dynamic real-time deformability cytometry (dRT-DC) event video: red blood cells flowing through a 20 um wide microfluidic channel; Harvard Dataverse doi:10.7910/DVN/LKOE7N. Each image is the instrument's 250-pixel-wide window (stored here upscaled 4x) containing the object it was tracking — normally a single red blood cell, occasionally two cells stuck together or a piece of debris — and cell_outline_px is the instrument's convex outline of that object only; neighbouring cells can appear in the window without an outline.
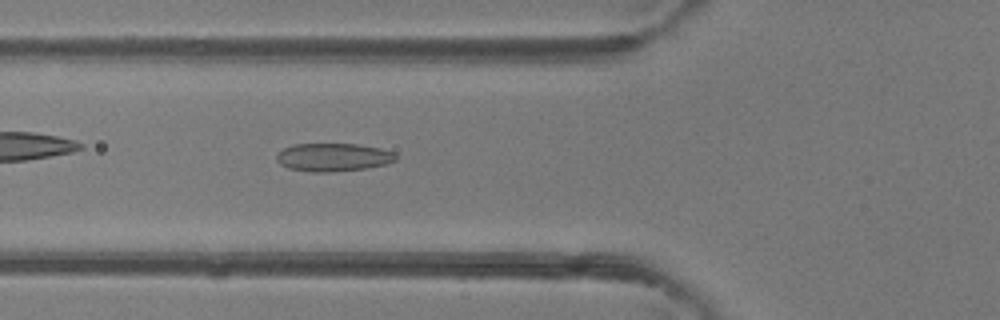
{"species": "common noctule bat (a hibernating species)", "species_latin": "Nyctalus noctula", "temperature_condition": "room temperature", "stored_images_in_passage": 46, "camera_frame_rate_fps": 3000, "um_per_image_px": 0.085, "animal": {"sex": "female"}, "frame": {"image": 1, "passage_image": 16, "time_ms": 5.0, "image_size_px": [1000, 320], "cell_outline_px": [[396, 160], [388, 164], [368, 168], [328, 172], [312, 172], [288, 168], [280, 164], [276, 160], [276, 156], [284, 148], [292, 144], [360, 144], [380, 148], [392, 152], [396, 156]], "centroid_in_image_um": [28.33, 13.37], "position_along_channel_um": 97.5, "area_um2": 19.59}}
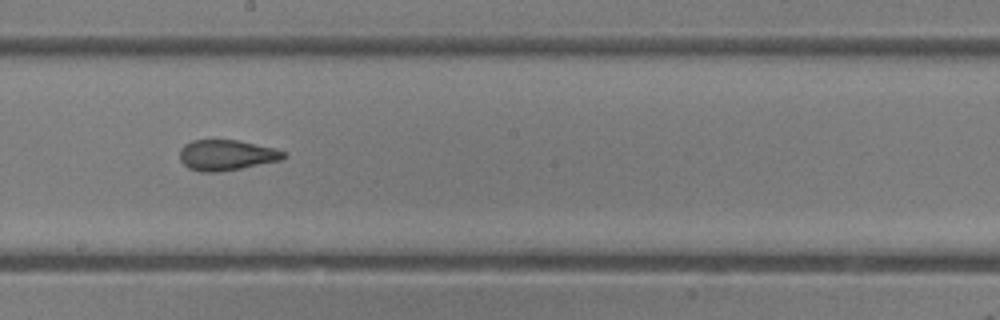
{"frame": {"image": 2, "passage_image": 25, "time_ms": 8.0, "image_size_px": [1000, 320], "cell_outline_px": [[288, 156], [280, 160], [220, 172], [200, 172], [188, 168], [180, 160], [180, 148], [184, 144], [192, 140], [236, 140], [276, 148], [288, 152]], "centroid_in_image_um": [19.26, 13.18], "position_along_channel_um": 228.9, "area_um2": 18.61}}
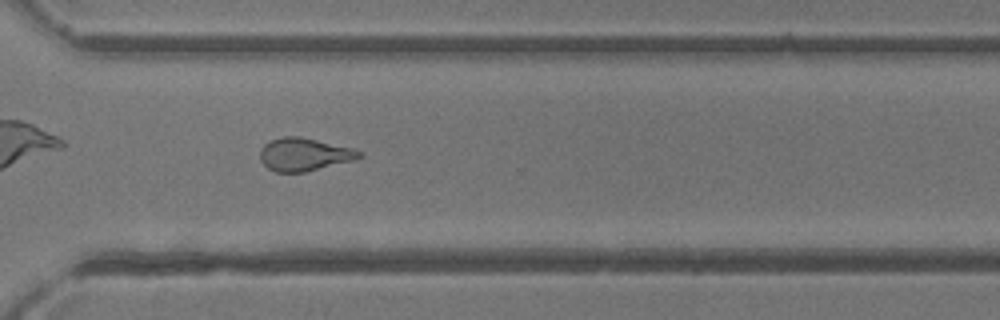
{"frame": {"image": 3, "passage_image": 33, "time_ms": 10.667, "image_size_px": [1000, 320], "cell_outline_px": [[364, 156], [356, 160], [304, 172], [276, 172], [268, 168], [260, 160], [260, 148], [264, 144], [272, 140], [284, 136], [300, 136], [352, 148], [360, 152]], "centroid_in_image_um": [25.86, 13.13], "position_along_channel_um": 344.7, "area_um2": 19.02}, "authors_computed_cell_mechanics": {"area_um2": 19.9699, "velocity_mm_per_s": 4.3562, "shape_relaxation_time_tau1_ms": null, "shape_relaxation_time_tau2_ms": 1.2082, "deformation_change_tau1": null, "deformation_change_tau2": 0.0743}}